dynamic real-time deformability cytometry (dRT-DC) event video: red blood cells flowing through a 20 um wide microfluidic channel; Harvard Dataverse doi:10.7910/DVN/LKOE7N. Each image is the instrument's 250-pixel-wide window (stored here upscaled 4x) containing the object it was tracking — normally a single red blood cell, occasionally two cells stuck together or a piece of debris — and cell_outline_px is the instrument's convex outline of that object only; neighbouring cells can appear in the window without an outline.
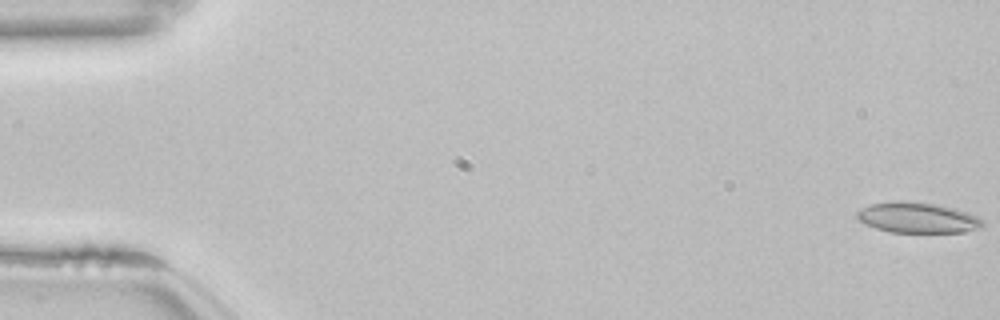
{"species": "common noctule bat (a hibernating species)", "species_latin": "Nyctalus noctula", "temperature_condition": "room temperature", "stored_images_in_passage": 54, "camera_frame_rate_fps": 3000, "um_per_image_px": 0.085, "animal": {"sex": "female", "body_mass_g": 22.7, "forearm_length_mm": 54.2}, "frame": {"image": 1, "passage_image": 1, "time_ms": 0.0, "image_size_px": [1000, 320], "cell_outline_px": [[984, 228], [964, 232], [888, 232], [864, 224], [856, 216], [856, 212], [872, 204], [892, 200], [904, 200], [936, 204], [956, 208], [968, 212], [976, 216], [984, 224]], "centroid_in_image_um": [78.01, 18.5], "position_along_channel_um": 7.0, "area_um2": 22.54}}
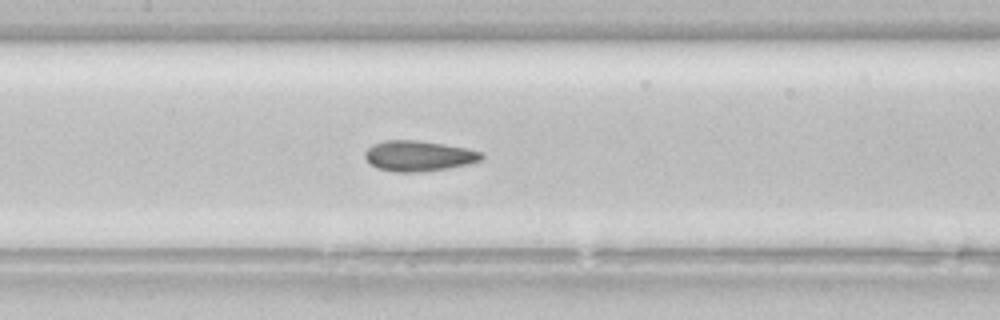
{"frame": {"image": 2, "passage_image": 26, "time_ms": 8.333, "image_size_px": [1000, 320], "cell_outline_px": [[484, 160], [468, 164], [448, 168], [420, 172], [392, 172], [376, 168], [364, 156], [364, 152], [372, 144], [384, 140], [416, 140], [444, 144], [468, 148], [484, 152]], "centroid_in_image_um": [35.62, 13.25], "position_along_channel_um": 171.8, "area_um2": 20.98}}
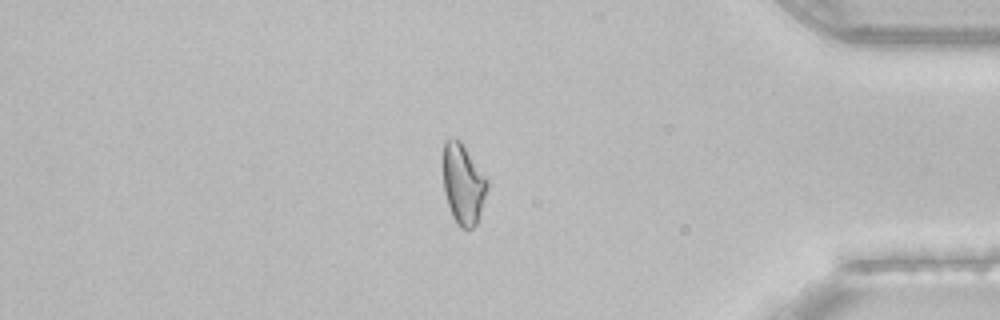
{"frame": {"image": 3, "passage_image": 46, "time_ms": 15.0, "image_size_px": [1000, 320], "cell_outline_px": [[488, 184], [476, 224], [472, 228], [460, 228], [456, 224], [452, 216], [444, 192], [444, 140], [456, 136], [460, 140], [488, 176]], "centroid_in_image_um": [39.38, 15.59], "position_along_channel_um": 395.8, "area_um2": 20.75}, "authors_computed_cell_mechanics": {"area_um2": 21.2704, "velocity_mm_per_s": 3.8447, "shape_relaxation_time_tau1_ms": 6.8423, "shape_relaxation_time_tau2_ms": 2.607, "deformation_change_tau1": 0.125, "deformation_change_tau2": 0.0833}}